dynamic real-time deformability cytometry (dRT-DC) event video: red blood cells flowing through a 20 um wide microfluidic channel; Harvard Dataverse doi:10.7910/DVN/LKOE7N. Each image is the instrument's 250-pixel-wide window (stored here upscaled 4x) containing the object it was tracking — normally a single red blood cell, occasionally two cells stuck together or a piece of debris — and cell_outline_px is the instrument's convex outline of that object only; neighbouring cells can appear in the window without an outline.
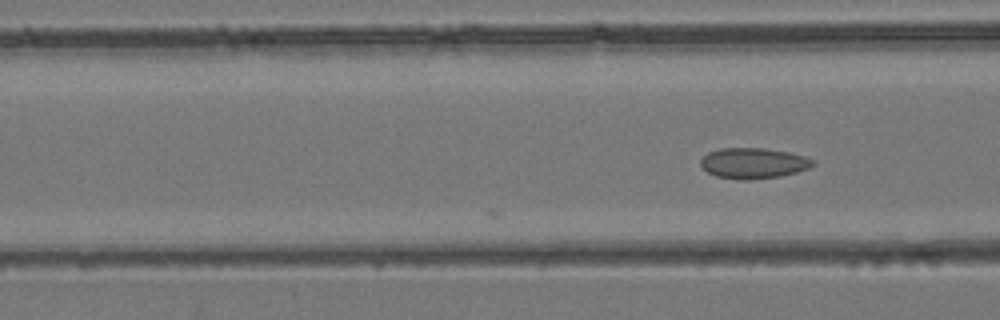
{"species": "common noctule bat (a hibernating species)", "species_latin": "Nyctalus noctula", "temperature_condition": "room temperature", "stored_images_in_passage": 5, "camera_frame_rate_fps": 3000, "um_per_image_px": 0.085, "animal": {"sex": "female", "body_mass_g": 24.6, "forearm_length_mm": 56.2}, "frame": {"image": 1, "passage_image": 5, "time_ms": 1.333, "image_size_px": [1000, 320], "cell_outline_px": [[816, 164], [808, 168], [796, 172], [780, 176], [748, 180], [740, 180], [716, 176], [708, 172], [700, 164], [700, 160], [708, 152], [720, 148], [764, 148], [788, 152], [804, 156], [816, 160]], "centroid_in_image_um": [64.05, 13.87], "position_along_channel_um": 102.6, "area_um2": 20.06}}